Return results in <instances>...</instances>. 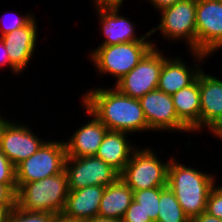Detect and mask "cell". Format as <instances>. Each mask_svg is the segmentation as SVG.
<instances>
[{"label":"cell","mask_w":222,"mask_h":222,"mask_svg":"<svg viewBox=\"0 0 222 222\" xmlns=\"http://www.w3.org/2000/svg\"><path fill=\"white\" fill-rule=\"evenodd\" d=\"M158 42L136 41L116 45H99L88 51V61L100 76L110 75L116 84L128 74Z\"/></svg>","instance_id":"3"},{"label":"cell","mask_w":222,"mask_h":222,"mask_svg":"<svg viewBox=\"0 0 222 222\" xmlns=\"http://www.w3.org/2000/svg\"><path fill=\"white\" fill-rule=\"evenodd\" d=\"M17 183H0V206H16Z\"/></svg>","instance_id":"29"},{"label":"cell","mask_w":222,"mask_h":222,"mask_svg":"<svg viewBox=\"0 0 222 222\" xmlns=\"http://www.w3.org/2000/svg\"><path fill=\"white\" fill-rule=\"evenodd\" d=\"M128 136L130 133L108 130L95 156L121 173L138 148Z\"/></svg>","instance_id":"18"},{"label":"cell","mask_w":222,"mask_h":222,"mask_svg":"<svg viewBox=\"0 0 222 222\" xmlns=\"http://www.w3.org/2000/svg\"><path fill=\"white\" fill-rule=\"evenodd\" d=\"M178 118L191 130L200 133V88L199 75L189 86L172 95Z\"/></svg>","instance_id":"20"},{"label":"cell","mask_w":222,"mask_h":222,"mask_svg":"<svg viewBox=\"0 0 222 222\" xmlns=\"http://www.w3.org/2000/svg\"><path fill=\"white\" fill-rule=\"evenodd\" d=\"M124 3H91L94 7L99 25V32L104 40L100 45H116L126 42L150 41V30L143 35L137 34L134 21L121 14L120 8ZM120 12V13H119ZM99 15V16H98ZM139 35V36H138Z\"/></svg>","instance_id":"8"},{"label":"cell","mask_w":222,"mask_h":222,"mask_svg":"<svg viewBox=\"0 0 222 222\" xmlns=\"http://www.w3.org/2000/svg\"><path fill=\"white\" fill-rule=\"evenodd\" d=\"M6 120H7V117H4V114L2 116V114L0 113V133H1V129H2Z\"/></svg>","instance_id":"38"},{"label":"cell","mask_w":222,"mask_h":222,"mask_svg":"<svg viewBox=\"0 0 222 222\" xmlns=\"http://www.w3.org/2000/svg\"><path fill=\"white\" fill-rule=\"evenodd\" d=\"M189 53L190 57L193 56L191 58L194 60V64L191 62L188 64L179 55L172 56V58L171 55L165 56L163 52V66L159 75L158 90L172 96L182 88L191 85L197 79L199 73L203 70L202 64L208 61L207 59L210 56L197 51H189Z\"/></svg>","instance_id":"12"},{"label":"cell","mask_w":222,"mask_h":222,"mask_svg":"<svg viewBox=\"0 0 222 222\" xmlns=\"http://www.w3.org/2000/svg\"><path fill=\"white\" fill-rule=\"evenodd\" d=\"M218 184H215L209 192L205 212L222 220V184L219 182Z\"/></svg>","instance_id":"26"},{"label":"cell","mask_w":222,"mask_h":222,"mask_svg":"<svg viewBox=\"0 0 222 222\" xmlns=\"http://www.w3.org/2000/svg\"><path fill=\"white\" fill-rule=\"evenodd\" d=\"M156 153L151 145L138 147L120 173V178L133 192L167 186L168 166L172 155L169 160H162Z\"/></svg>","instance_id":"5"},{"label":"cell","mask_w":222,"mask_h":222,"mask_svg":"<svg viewBox=\"0 0 222 222\" xmlns=\"http://www.w3.org/2000/svg\"><path fill=\"white\" fill-rule=\"evenodd\" d=\"M64 171L69 190L88 186H108L120 178V173L96 156L66 157Z\"/></svg>","instance_id":"9"},{"label":"cell","mask_w":222,"mask_h":222,"mask_svg":"<svg viewBox=\"0 0 222 222\" xmlns=\"http://www.w3.org/2000/svg\"><path fill=\"white\" fill-rule=\"evenodd\" d=\"M91 89V90H90ZM81 95L80 102L107 128L130 134L149 130L147 121L136 98L122 94L118 89L104 86L90 88Z\"/></svg>","instance_id":"1"},{"label":"cell","mask_w":222,"mask_h":222,"mask_svg":"<svg viewBox=\"0 0 222 222\" xmlns=\"http://www.w3.org/2000/svg\"><path fill=\"white\" fill-rule=\"evenodd\" d=\"M66 146L64 140L45 141L36 153L16 167L17 189L28 182L39 181L64 171Z\"/></svg>","instance_id":"7"},{"label":"cell","mask_w":222,"mask_h":222,"mask_svg":"<svg viewBox=\"0 0 222 222\" xmlns=\"http://www.w3.org/2000/svg\"><path fill=\"white\" fill-rule=\"evenodd\" d=\"M85 222H122V220L114 219V218H107L101 216H94L93 218L85 221Z\"/></svg>","instance_id":"36"},{"label":"cell","mask_w":222,"mask_h":222,"mask_svg":"<svg viewBox=\"0 0 222 222\" xmlns=\"http://www.w3.org/2000/svg\"><path fill=\"white\" fill-rule=\"evenodd\" d=\"M13 15H12V14ZM11 18L13 16V18L7 19V17ZM11 16V17H10ZM36 15L31 14L26 12V14H22V15H17V13L15 12H5L3 14V18L1 19L2 22L0 21V37L7 34V33H11L14 30L21 28L25 25H27ZM8 20V22L6 21ZM6 21V22H5Z\"/></svg>","instance_id":"25"},{"label":"cell","mask_w":222,"mask_h":222,"mask_svg":"<svg viewBox=\"0 0 222 222\" xmlns=\"http://www.w3.org/2000/svg\"><path fill=\"white\" fill-rule=\"evenodd\" d=\"M122 222H153L151 218L145 214L143 209L136 201L132 200L130 206L127 208Z\"/></svg>","instance_id":"27"},{"label":"cell","mask_w":222,"mask_h":222,"mask_svg":"<svg viewBox=\"0 0 222 222\" xmlns=\"http://www.w3.org/2000/svg\"><path fill=\"white\" fill-rule=\"evenodd\" d=\"M11 120L7 119L1 129L0 151L16 167L36 153L46 139L40 138L25 123Z\"/></svg>","instance_id":"14"},{"label":"cell","mask_w":222,"mask_h":222,"mask_svg":"<svg viewBox=\"0 0 222 222\" xmlns=\"http://www.w3.org/2000/svg\"><path fill=\"white\" fill-rule=\"evenodd\" d=\"M143 109L149 132L189 133L191 130L178 118L171 95L158 89L138 99Z\"/></svg>","instance_id":"13"},{"label":"cell","mask_w":222,"mask_h":222,"mask_svg":"<svg viewBox=\"0 0 222 222\" xmlns=\"http://www.w3.org/2000/svg\"><path fill=\"white\" fill-rule=\"evenodd\" d=\"M158 209L159 214L156 222H190L175 194L168 186L160 192Z\"/></svg>","instance_id":"22"},{"label":"cell","mask_w":222,"mask_h":222,"mask_svg":"<svg viewBox=\"0 0 222 222\" xmlns=\"http://www.w3.org/2000/svg\"><path fill=\"white\" fill-rule=\"evenodd\" d=\"M52 222H85L82 219H77L75 217H70L64 212H58L54 214Z\"/></svg>","instance_id":"33"},{"label":"cell","mask_w":222,"mask_h":222,"mask_svg":"<svg viewBox=\"0 0 222 222\" xmlns=\"http://www.w3.org/2000/svg\"><path fill=\"white\" fill-rule=\"evenodd\" d=\"M180 1H183V0H147V2L151 6H153V9H155L156 12H159L162 9L170 7Z\"/></svg>","instance_id":"31"},{"label":"cell","mask_w":222,"mask_h":222,"mask_svg":"<svg viewBox=\"0 0 222 222\" xmlns=\"http://www.w3.org/2000/svg\"><path fill=\"white\" fill-rule=\"evenodd\" d=\"M222 49V0H196V51L209 56Z\"/></svg>","instance_id":"11"},{"label":"cell","mask_w":222,"mask_h":222,"mask_svg":"<svg viewBox=\"0 0 222 222\" xmlns=\"http://www.w3.org/2000/svg\"><path fill=\"white\" fill-rule=\"evenodd\" d=\"M164 188L165 187H154L133 192V200L140 204L145 214L148 215L153 222L157 221L160 192Z\"/></svg>","instance_id":"23"},{"label":"cell","mask_w":222,"mask_h":222,"mask_svg":"<svg viewBox=\"0 0 222 222\" xmlns=\"http://www.w3.org/2000/svg\"><path fill=\"white\" fill-rule=\"evenodd\" d=\"M54 213L26 211L17 205L9 212L6 222H52Z\"/></svg>","instance_id":"24"},{"label":"cell","mask_w":222,"mask_h":222,"mask_svg":"<svg viewBox=\"0 0 222 222\" xmlns=\"http://www.w3.org/2000/svg\"><path fill=\"white\" fill-rule=\"evenodd\" d=\"M65 171L39 181L21 185L16 193V205L32 212H63L69 194Z\"/></svg>","instance_id":"4"},{"label":"cell","mask_w":222,"mask_h":222,"mask_svg":"<svg viewBox=\"0 0 222 222\" xmlns=\"http://www.w3.org/2000/svg\"><path fill=\"white\" fill-rule=\"evenodd\" d=\"M15 206H0V222H6L9 212Z\"/></svg>","instance_id":"35"},{"label":"cell","mask_w":222,"mask_h":222,"mask_svg":"<svg viewBox=\"0 0 222 222\" xmlns=\"http://www.w3.org/2000/svg\"><path fill=\"white\" fill-rule=\"evenodd\" d=\"M158 13L160 22L150 29V34H156L158 30L164 41L178 43L185 40L188 51H196V0L177 2Z\"/></svg>","instance_id":"6"},{"label":"cell","mask_w":222,"mask_h":222,"mask_svg":"<svg viewBox=\"0 0 222 222\" xmlns=\"http://www.w3.org/2000/svg\"><path fill=\"white\" fill-rule=\"evenodd\" d=\"M190 222H222L221 219L211 216L207 212H203L202 214L192 218Z\"/></svg>","instance_id":"34"},{"label":"cell","mask_w":222,"mask_h":222,"mask_svg":"<svg viewBox=\"0 0 222 222\" xmlns=\"http://www.w3.org/2000/svg\"><path fill=\"white\" fill-rule=\"evenodd\" d=\"M104 186H88L78 190H70L63 212L77 219L87 221L98 216Z\"/></svg>","instance_id":"19"},{"label":"cell","mask_w":222,"mask_h":222,"mask_svg":"<svg viewBox=\"0 0 222 222\" xmlns=\"http://www.w3.org/2000/svg\"><path fill=\"white\" fill-rule=\"evenodd\" d=\"M0 183H16L15 166L0 151Z\"/></svg>","instance_id":"28"},{"label":"cell","mask_w":222,"mask_h":222,"mask_svg":"<svg viewBox=\"0 0 222 222\" xmlns=\"http://www.w3.org/2000/svg\"><path fill=\"white\" fill-rule=\"evenodd\" d=\"M5 67H8L12 76L14 74V76H18L19 77L21 76L20 72L10 63V58H9V55H8V51L6 49V47L4 46V43L2 41V39L0 38V68H4Z\"/></svg>","instance_id":"30"},{"label":"cell","mask_w":222,"mask_h":222,"mask_svg":"<svg viewBox=\"0 0 222 222\" xmlns=\"http://www.w3.org/2000/svg\"><path fill=\"white\" fill-rule=\"evenodd\" d=\"M87 118L85 124H80L72 135L65 139L66 157H86L95 156L98 152L99 146L106 135L108 128L82 103Z\"/></svg>","instance_id":"16"},{"label":"cell","mask_w":222,"mask_h":222,"mask_svg":"<svg viewBox=\"0 0 222 222\" xmlns=\"http://www.w3.org/2000/svg\"><path fill=\"white\" fill-rule=\"evenodd\" d=\"M208 130V131H207ZM206 130V132H210L213 137H217V140L222 143V114L221 116Z\"/></svg>","instance_id":"32"},{"label":"cell","mask_w":222,"mask_h":222,"mask_svg":"<svg viewBox=\"0 0 222 222\" xmlns=\"http://www.w3.org/2000/svg\"><path fill=\"white\" fill-rule=\"evenodd\" d=\"M206 73L204 70L199 73L200 132L206 131L222 114L221 77Z\"/></svg>","instance_id":"17"},{"label":"cell","mask_w":222,"mask_h":222,"mask_svg":"<svg viewBox=\"0 0 222 222\" xmlns=\"http://www.w3.org/2000/svg\"><path fill=\"white\" fill-rule=\"evenodd\" d=\"M33 18L27 25L7 33L0 38L8 51L10 63L23 74L34 58L38 42V19Z\"/></svg>","instance_id":"15"},{"label":"cell","mask_w":222,"mask_h":222,"mask_svg":"<svg viewBox=\"0 0 222 222\" xmlns=\"http://www.w3.org/2000/svg\"><path fill=\"white\" fill-rule=\"evenodd\" d=\"M133 200V190L119 178L105 187L98 216L122 220Z\"/></svg>","instance_id":"21"},{"label":"cell","mask_w":222,"mask_h":222,"mask_svg":"<svg viewBox=\"0 0 222 222\" xmlns=\"http://www.w3.org/2000/svg\"><path fill=\"white\" fill-rule=\"evenodd\" d=\"M163 66V50L153 47L114 87L128 97L139 99L157 89Z\"/></svg>","instance_id":"10"},{"label":"cell","mask_w":222,"mask_h":222,"mask_svg":"<svg viewBox=\"0 0 222 222\" xmlns=\"http://www.w3.org/2000/svg\"><path fill=\"white\" fill-rule=\"evenodd\" d=\"M92 1V0H91ZM126 0H93V3H124Z\"/></svg>","instance_id":"37"},{"label":"cell","mask_w":222,"mask_h":222,"mask_svg":"<svg viewBox=\"0 0 222 222\" xmlns=\"http://www.w3.org/2000/svg\"><path fill=\"white\" fill-rule=\"evenodd\" d=\"M177 158L170 159L167 186L175 194L184 214L192 218L206 211L207 197L218 182L215 175L186 165Z\"/></svg>","instance_id":"2"}]
</instances>
